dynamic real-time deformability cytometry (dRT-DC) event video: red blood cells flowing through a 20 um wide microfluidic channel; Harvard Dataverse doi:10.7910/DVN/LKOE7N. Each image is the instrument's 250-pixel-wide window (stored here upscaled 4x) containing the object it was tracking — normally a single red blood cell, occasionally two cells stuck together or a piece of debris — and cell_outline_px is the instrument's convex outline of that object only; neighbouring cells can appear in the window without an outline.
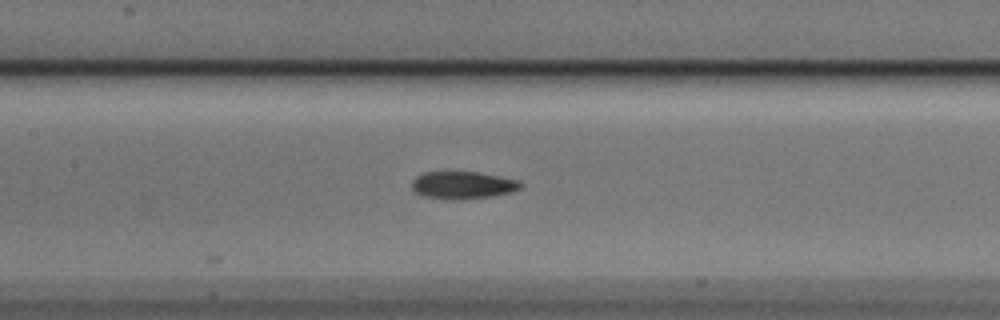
{"species": "Egyptian fruit bat (a non-hibernating species)", "species_latin": "Rousettus aegyptiacus", "temperature_condition": "cold", "stored_images_in_passage": 6, "segment_of_instrument_passage": [1, 2], "camera_frame_rate_fps": 3000, "um_per_image_px": 0.085, "animal": {"sex": "male"}, "frame": {"image": 1, "passage_image": 5, "time_ms": 1.333, "image_size_px": [1000, 320], "cell_outline_px": [[524, 184], [520, 188], [512, 192], [492, 196], [460, 200], [448, 200], [424, 196], [412, 192], [412, 180], [416, 176], [424, 172], [476, 172], [500, 176], [516, 180]], "centroid_in_image_um": [39.3, 15.75], "position_along_channel_um": 168.1, "area_um2": 17.57}}